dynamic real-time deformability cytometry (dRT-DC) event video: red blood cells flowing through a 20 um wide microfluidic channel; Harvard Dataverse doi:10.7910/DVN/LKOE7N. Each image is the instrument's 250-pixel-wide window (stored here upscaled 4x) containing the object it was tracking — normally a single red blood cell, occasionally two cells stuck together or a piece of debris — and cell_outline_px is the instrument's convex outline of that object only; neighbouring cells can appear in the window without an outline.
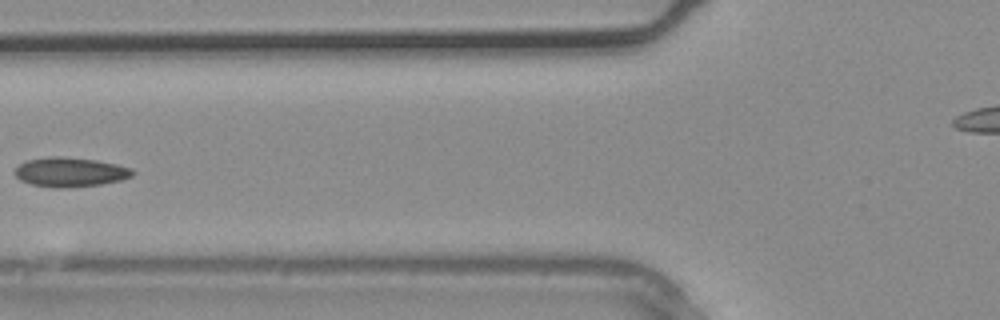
{"species": "common noctule bat (a hibernating species)", "species_latin": "Nyctalus noctula", "temperature_condition": "warm", "stored_images_in_passage": 3, "camera_frame_rate_fps": 3000, "um_per_image_px": 0.085, "animal": {"sex": "male", "body_mass_g": 20.4}, "frame": {"image": 1, "passage_image": 2, "time_ms": 0.333, "image_size_px": [1000, 320], "cell_outline_px": [[136, 172], [132, 176], [120, 180], [100, 184], [64, 188], [56, 188], [32, 184], [20, 180], [16, 176], [16, 168], [20, 164], [28, 160], [52, 156], [60, 156], [96, 160], [116, 164], [132, 168]], "centroid_in_image_um": [5.99, 14.62], "position_along_channel_um": 119.8, "area_um2": 20.0}}